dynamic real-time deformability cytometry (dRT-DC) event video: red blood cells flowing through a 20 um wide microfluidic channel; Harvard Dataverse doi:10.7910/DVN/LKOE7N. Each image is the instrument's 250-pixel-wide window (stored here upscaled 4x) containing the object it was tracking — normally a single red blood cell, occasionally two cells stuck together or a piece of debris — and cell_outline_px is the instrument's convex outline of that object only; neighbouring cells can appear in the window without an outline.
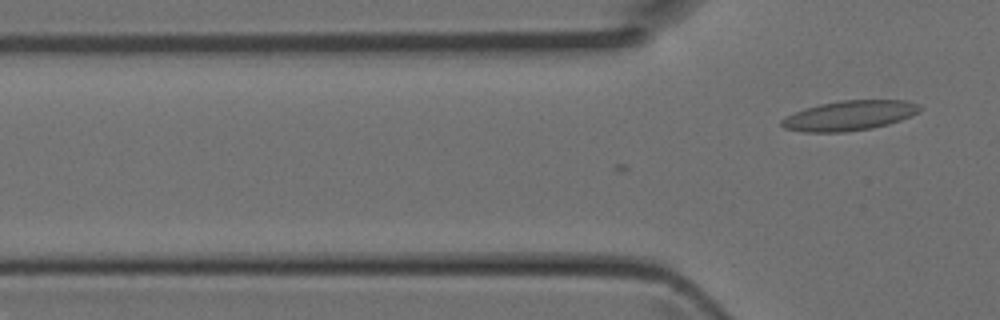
{"species": "Egyptian fruit bat (a non-hibernating species)", "species_latin": "Rousettus aegyptiacus", "temperature_condition": "room temperature", "stored_images_in_passage": 2, "camera_frame_rate_fps": 3000, "um_per_image_px": 0.085, "animal": {"sex": "female"}, "frame": {"image": 1, "passage_image": 2, "time_ms": 0.333, "image_size_px": [1000, 320], "cell_outline_px": [[920, 108], [912, 116], [888, 124], [872, 128], [844, 132], [804, 132], [784, 128], [780, 124], [780, 120], [804, 108], [820, 104], [840, 100], [904, 100], [916, 104]], "centroid_in_image_um": [72.16, 9.83], "position_along_channel_um": 53.6, "area_um2": 23.81}}